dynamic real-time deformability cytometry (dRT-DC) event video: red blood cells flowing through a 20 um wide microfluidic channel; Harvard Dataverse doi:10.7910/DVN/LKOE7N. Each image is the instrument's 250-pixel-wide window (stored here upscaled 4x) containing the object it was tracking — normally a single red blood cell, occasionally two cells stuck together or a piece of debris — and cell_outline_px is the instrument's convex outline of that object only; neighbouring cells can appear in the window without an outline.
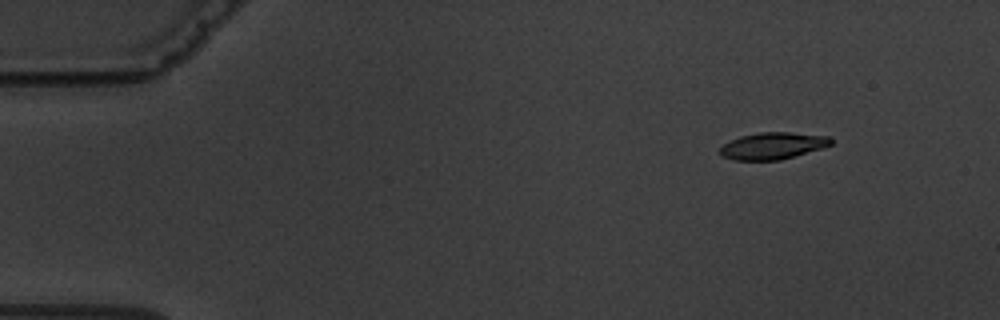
{"species": "common noctule bat (a hibernating species)", "species_latin": "Nyctalus noctula", "temperature_condition": "warm", "stored_images_in_passage": 4, "camera_frame_rate_fps": 3000, "um_per_image_px": 0.085, "animal": {"sex": "male", "body_mass_g": 19.5, "forearm_length_mm": 54.6}, "frame": {"image": 1, "passage_image": 1, "time_ms": 0.0, "image_size_px": [1000, 320], "cell_outline_px": [[832, 144], [820, 148], [780, 160], [732, 160], [720, 156], [720, 148], [724, 144], [740, 136], [760, 132], [788, 132], [828, 136], [832, 140]], "centroid_in_image_um": [65.64, 12.39], "position_along_channel_um": 19.4, "area_um2": 17.17}}
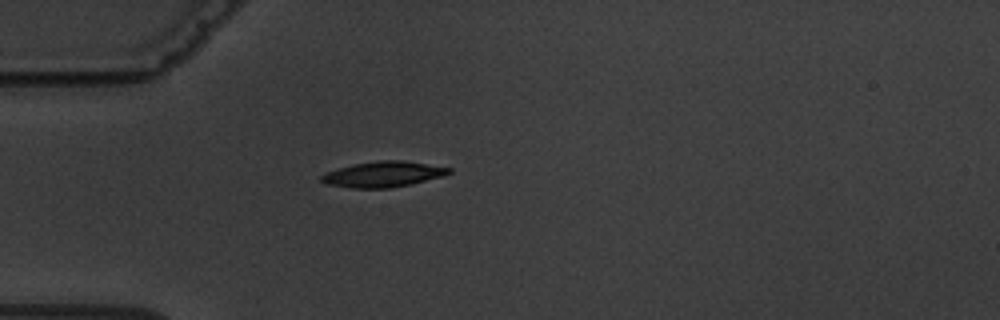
{"frame": {"image": 2, "passage_image": 4, "time_ms": 3.333, "image_size_px": [1000, 320], "cell_outline_px": [[452, 172], [444, 176], [412, 184], [388, 188], [352, 188], [324, 184], [320, 180], [320, 176], [328, 172], [352, 164], [380, 160], [404, 160], [452, 168]], "centroid_in_image_um": [32.59, 14.81], "position_along_channel_um": 52.4, "area_um2": 19.13}}